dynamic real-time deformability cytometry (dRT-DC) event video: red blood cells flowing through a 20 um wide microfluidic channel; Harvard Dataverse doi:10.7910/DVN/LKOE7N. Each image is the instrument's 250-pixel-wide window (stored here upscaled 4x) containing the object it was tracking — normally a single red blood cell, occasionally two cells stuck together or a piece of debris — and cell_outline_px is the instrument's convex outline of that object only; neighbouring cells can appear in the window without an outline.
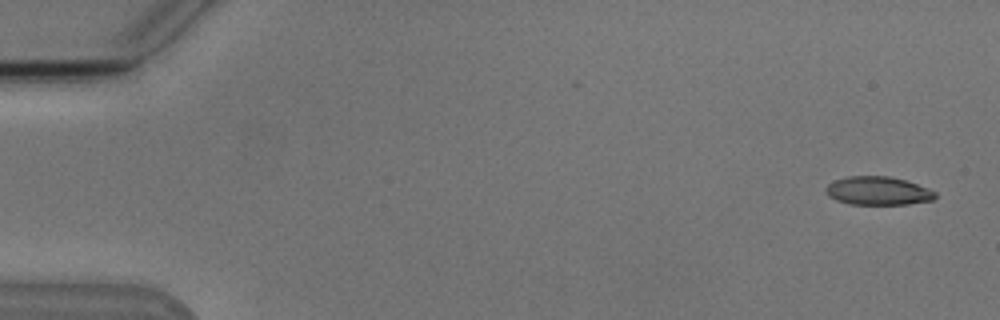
{"species": "Egyptian fruit bat (a non-hibernating species)", "species_latin": "Rousettus aegyptiacus", "temperature_condition": "cold", "stored_images_in_passage": 6, "camera_frame_rate_fps": 3000, "um_per_image_px": 0.085, "animal": {"sex": "male"}, "frame": {"image": 1, "passage_image": 1, "time_ms": 0.0, "image_size_px": [1000, 320], "cell_outline_px": [[936, 196], [932, 200], [908, 204], [848, 204], [836, 200], [828, 196], [824, 192], [824, 188], [828, 184], [836, 180], [848, 176], [888, 176], [904, 180], [928, 188], [936, 192]], "centroid_in_image_um": [74.59, 16.22], "position_along_channel_um": 10.4, "area_um2": 18.09}}
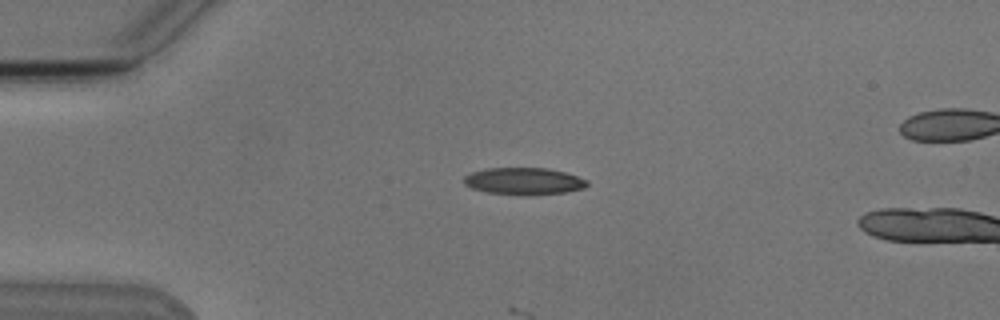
{"frame": {"image": 2, "passage_image": 4, "time_ms": 3.667, "image_size_px": [1000, 320], "cell_outline_px": [[588, 184], [584, 188], [564, 192], [524, 196], [488, 192], [472, 188], [464, 184], [464, 176], [472, 172], [484, 168], [548, 168], [564, 172], [588, 180]], "centroid_in_image_um": [44.51, 15.4], "position_along_channel_um": 40.5, "area_um2": 19.42}}